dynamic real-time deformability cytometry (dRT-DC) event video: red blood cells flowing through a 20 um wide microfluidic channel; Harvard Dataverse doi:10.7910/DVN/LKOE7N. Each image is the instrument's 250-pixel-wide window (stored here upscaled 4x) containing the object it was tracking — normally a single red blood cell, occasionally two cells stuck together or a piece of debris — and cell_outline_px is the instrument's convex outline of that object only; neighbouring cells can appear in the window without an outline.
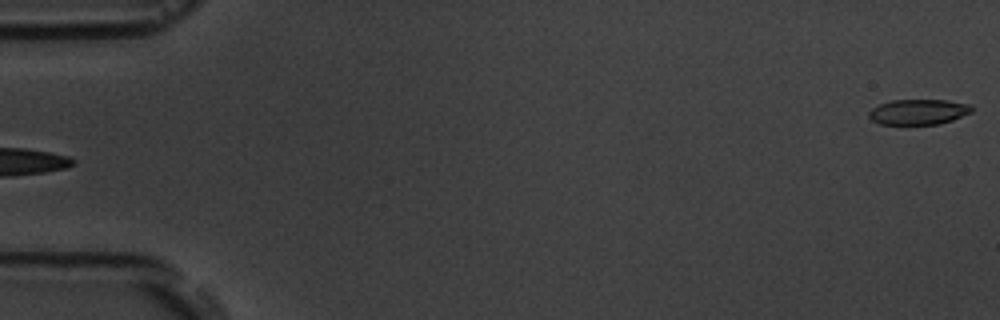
{"species": "common noctule bat (a hibernating species)", "species_latin": "Nyctalus noctula", "temperature_condition": "room temperature", "stored_images_in_passage": 6, "segment_of_instrument_passage": [2, 2], "camera_frame_rate_fps": 3000, "um_per_image_px": 0.085, "animal": {"sex": "male", "body_mass_g": 19.5, "forearm_length_mm": 54.6}, "frame": {"image": 1, "passage_image": 6, "time_ms": 6.333, "image_size_px": [1000, 320], "cell_outline_px": [[972, 112], [952, 120], [940, 124], [880, 124], [872, 120], [868, 116], [868, 112], [872, 108], [880, 104], [892, 100], [948, 100], [968, 104], [972, 108]], "centroid_in_image_um": [78.05, 9.51], "position_along_channel_um": 6.9, "area_um2": 15.14}}